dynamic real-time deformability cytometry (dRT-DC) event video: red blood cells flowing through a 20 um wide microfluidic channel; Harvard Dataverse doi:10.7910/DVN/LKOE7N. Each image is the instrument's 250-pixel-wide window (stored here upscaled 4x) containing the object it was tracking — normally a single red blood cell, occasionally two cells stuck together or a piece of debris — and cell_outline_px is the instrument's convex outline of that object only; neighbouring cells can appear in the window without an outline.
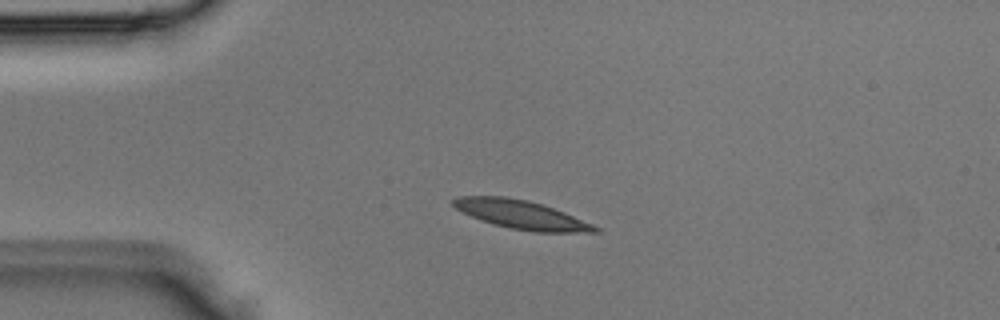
{"species": "Egyptian fruit bat (a non-hibernating species)", "species_latin": "Rousettus aegyptiacus", "temperature_condition": "room temperature", "stored_images_in_passage": 2, "camera_frame_rate_fps": 3000, "um_per_image_px": 0.085, "animal": {"sex": "male"}, "frame": {"image": 1, "passage_image": 1, "time_ms": 0.0, "image_size_px": [1000, 320], "cell_outline_px": [[600, 232], [536, 232], [512, 228], [492, 224], [480, 220], [456, 208], [452, 204], [452, 200], [460, 196], [504, 196], [528, 200], [564, 212], [592, 224], [600, 228]], "centroid_in_image_um": [44.3, 18.24], "position_along_channel_um": 40.7, "area_um2": 23.29}}